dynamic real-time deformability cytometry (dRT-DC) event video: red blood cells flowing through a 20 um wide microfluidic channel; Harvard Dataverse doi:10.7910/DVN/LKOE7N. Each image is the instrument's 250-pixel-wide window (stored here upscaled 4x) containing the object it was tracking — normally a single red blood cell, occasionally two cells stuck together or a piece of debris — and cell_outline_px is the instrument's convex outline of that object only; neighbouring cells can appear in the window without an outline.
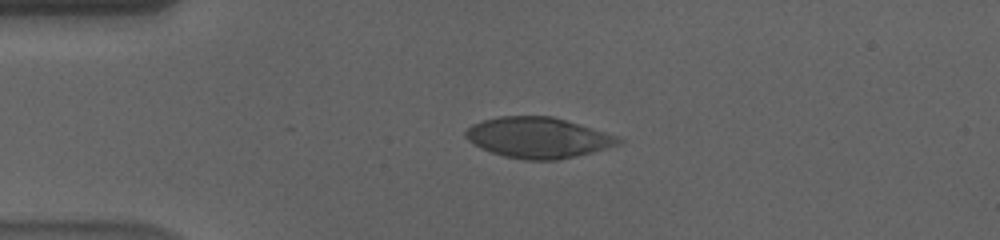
{"species": "human", "species_latin": "Homo sapiens", "temperature_condition": "cold", "stored_images_in_passage": 38, "camera_frame_rate_fps": 3000, "um_per_image_px": 0.085, "donor": {"sex": "male"}, "frame": {"image": 1, "passage_image": 2, "time_ms": 0.333, "image_size_px": [1000, 240], "cell_outline_px": [[624, 140], [620, 144], [592, 152], [556, 160], [524, 160], [504, 156], [480, 148], [468, 140], [464, 136], [464, 132], [472, 124], [480, 120], [500, 116], [552, 116], [620, 136]], "centroid_in_image_um": [45.73, 11.69], "position_along_channel_um": 39.3, "area_um2": 36.3}}
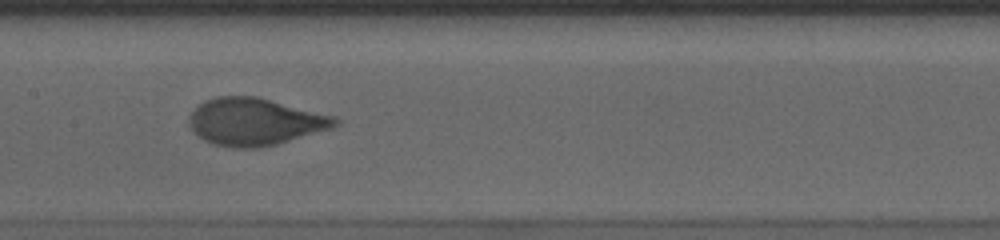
{"frame": {"image": 2, "passage_image": 17, "time_ms": 5.333, "image_size_px": [1000, 240], "cell_outline_px": [[340, 124], [332, 128], [276, 144], [260, 148], [232, 148], [212, 144], [204, 140], [192, 132], [188, 124], [188, 116], [204, 100], [216, 96], [256, 96], [336, 116], [340, 120]], "centroid_in_image_um": [21.65, 10.35], "position_along_channel_um": 185.7, "area_um2": 40.52}}
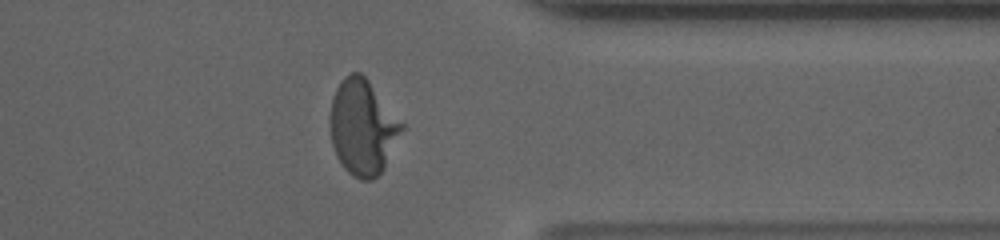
{"frame": {"image": 3, "passage_image": 34, "time_ms": 11.0, "image_size_px": [1000, 240], "cell_outline_px": [[404, 128], [384, 168], [372, 180], [360, 180], [352, 176], [344, 168], [336, 156], [332, 144], [328, 120], [328, 116], [332, 96], [340, 80], [344, 76], [352, 72], [360, 72], [368, 80], [404, 124]], "centroid_in_image_um": [30.79, 10.81], "position_along_channel_um": 380.6, "area_um2": 40.06}, "authors_computed_cell_mechanics": {"area_um2": 39.3329, "velocity_mm_per_s": 3.5737, "shape_relaxation_time_tau1_ms": 4.5745, "shape_relaxation_time_tau2_ms": null, "deformation_change_tau1": 0.1942, "deformation_change_tau2": null}}